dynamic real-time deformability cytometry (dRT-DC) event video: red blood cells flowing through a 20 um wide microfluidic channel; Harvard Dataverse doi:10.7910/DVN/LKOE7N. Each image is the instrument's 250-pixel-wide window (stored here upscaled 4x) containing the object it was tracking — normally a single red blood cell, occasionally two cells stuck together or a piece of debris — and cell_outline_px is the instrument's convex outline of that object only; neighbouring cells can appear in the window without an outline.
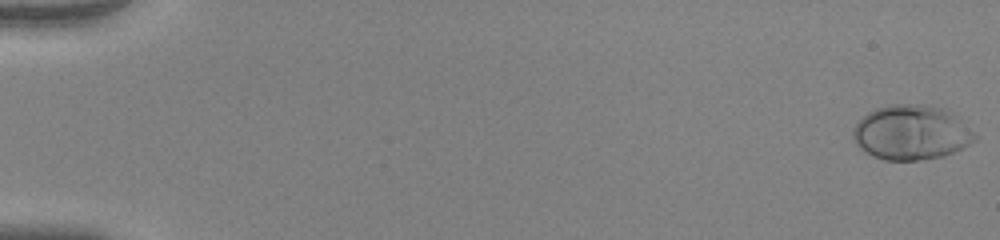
{"species": "human", "species_latin": "Homo sapiens", "temperature_condition": "warm", "stored_images_in_passage": 54, "camera_frame_rate_fps": 3000, "um_per_image_px": 0.085, "donor": {"sex": "female"}, "frame": {"image": 1, "passage_image": 1, "time_ms": 0.0, "image_size_px": [1000, 240], "cell_outline_px": [[980, 136], [976, 140], [944, 156], [920, 160], [884, 160], [872, 156], [864, 152], [852, 140], [852, 128], [868, 112], [876, 108], [892, 104], [920, 104], [944, 108], [960, 116]], "centroid_in_image_um": [77.49, 11.26], "position_along_channel_um": 7.5, "area_um2": 39.42}}
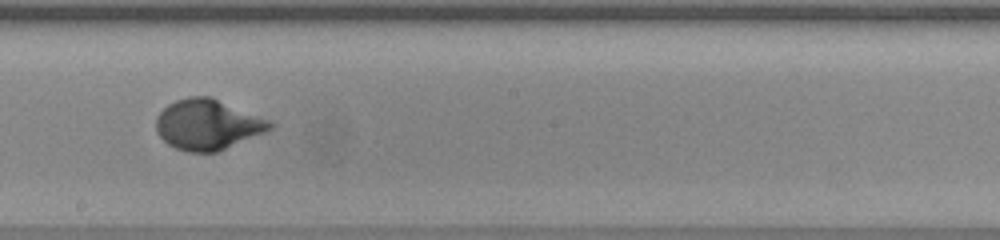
{"frame": {"image": 2, "passage_image": 32, "time_ms": 10.333, "image_size_px": [1000, 240], "cell_outline_px": [[276, 124], [272, 128], [264, 132], [216, 152], [188, 152], [176, 148], [168, 144], [156, 132], [156, 116], [168, 104], [176, 100], [188, 96], [208, 96], [268, 120]], "centroid_in_image_um": [17.6, 10.59], "position_along_channel_um": 230.6, "area_um2": 32.89}}
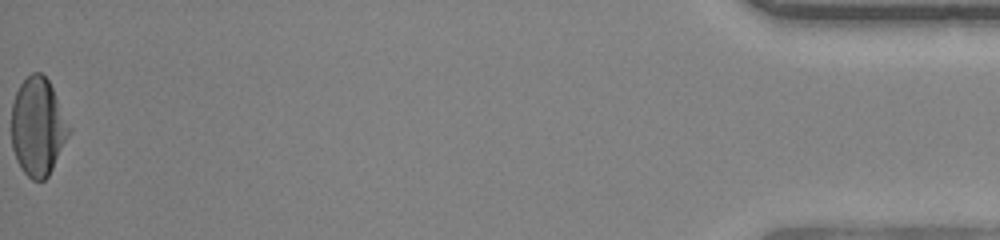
{"frame": {"image": 3, "passage_image": 54, "time_ms": 17.667, "image_size_px": [1000, 240], "cell_outline_px": [[72, 128], [48, 176], [44, 180], [32, 180], [20, 168], [16, 160], [12, 148], [12, 104], [16, 92], [20, 84], [32, 72], [40, 72], [48, 80]], "centroid_in_image_um": [3.21, 10.78], "position_along_channel_um": 432.0, "area_um2": 32.66}, "authors_computed_cell_mechanics": {"area_um2": 32.5414, "velocity_mm_per_s": 3.9627, "shape_relaxation_time_tau1_ms": 2.9512, "shape_relaxation_time_tau2_ms": null, "deformation_change_tau1": 0.2002, "deformation_change_tau2": null}}